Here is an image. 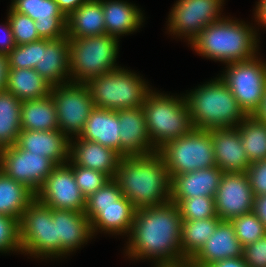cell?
Wrapping results in <instances>:
<instances>
[{"label":"cell","instance_id":"6da1fadb","mask_svg":"<svg viewBox=\"0 0 266 267\" xmlns=\"http://www.w3.org/2000/svg\"><path fill=\"white\" fill-rule=\"evenodd\" d=\"M182 218L178 206L162 205L136 209L127 244V256L153 259L155 267H187L180 248Z\"/></svg>","mask_w":266,"mask_h":267},{"label":"cell","instance_id":"7a4b0ae2","mask_svg":"<svg viewBox=\"0 0 266 267\" xmlns=\"http://www.w3.org/2000/svg\"><path fill=\"white\" fill-rule=\"evenodd\" d=\"M114 179L136 209L171 201V177L158 152L121 157Z\"/></svg>","mask_w":266,"mask_h":267},{"label":"cell","instance_id":"3957f363","mask_svg":"<svg viewBox=\"0 0 266 267\" xmlns=\"http://www.w3.org/2000/svg\"><path fill=\"white\" fill-rule=\"evenodd\" d=\"M257 35L248 24L223 17L206 26L190 44L203 57L229 64L257 55Z\"/></svg>","mask_w":266,"mask_h":267},{"label":"cell","instance_id":"277c9868","mask_svg":"<svg viewBox=\"0 0 266 267\" xmlns=\"http://www.w3.org/2000/svg\"><path fill=\"white\" fill-rule=\"evenodd\" d=\"M184 97L194 129L236 127L247 117L220 77L199 86Z\"/></svg>","mask_w":266,"mask_h":267},{"label":"cell","instance_id":"5b68a950","mask_svg":"<svg viewBox=\"0 0 266 267\" xmlns=\"http://www.w3.org/2000/svg\"><path fill=\"white\" fill-rule=\"evenodd\" d=\"M142 108L148 133L156 150L193 129L185 97L177 98L151 90Z\"/></svg>","mask_w":266,"mask_h":267},{"label":"cell","instance_id":"8992f818","mask_svg":"<svg viewBox=\"0 0 266 267\" xmlns=\"http://www.w3.org/2000/svg\"><path fill=\"white\" fill-rule=\"evenodd\" d=\"M118 39L102 34L84 38H69V72L73 83L90 79L119 68L116 66Z\"/></svg>","mask_w":266,"mask_h":267},{"label":"cell","instance_id":"52a82bcc","mask_svg":"<svg viewBox=\"0 0 266 267\" xmlns=\"http://www.w3.org/2000/svg\"><path fill=\"white\" fill-rule=\"evenodd\" d=\"M86 85L95 107L115 111L142 107L151 91L140 76L121 67L90 79Z\"/></svg>","mask_w":266,"mask_h":267},{"label":"cell","instance_id":"ba28073f","mask_svg":"<svg viewBox=\"0 0 266 267\" xmlns=\"http://www.w3.org/2000/svg\"><path fill=\"white\" fill-rule=\"evenodd\" d=\"M157 152L162 156L171 178L216 166L209 130L193 128L188 134L168 141Z\"/></svg>","mask_w":266,"mask_h":267},{"label":"cell","instance_id":"9c48e42d","mask_svg":"<svg viewBox=\"0 0 266 267\" xmlns=\"http://www.w3.org/2000/svg\"><path fill=\"white\" fill-rule=\"evenodd\" d=\"M21 252L33 257H59V239H56V223L52 208L36 197L28 204L19 220Z\"/></svg>","mask_w":266,"mask_h":267},{"label":"cell","instance_id":"30bf717a","mask_svg":"<svg viewBox=\"0 0 266 267\" xmlns=\"http://www.w3.org/2000/svg\"><path fill=\"white\" fill-rule=\"evenodd\" d=\"M50 94L56 107L59 131L68 138L72 135L79 137L95 108L86 83L70 82L53 86Z\"/></svg>","mask_w":266,"mask_h":267},{"label":"cell","instance_id":"8fae6325","mask_svg":"<svg viewBox=\"0 0 266 267\" xmlns=\"http://www.w3.org/2000/svg\"><path fill=\"white\" fill-rule=\"evenodd\" d=\"M221 79L247 116L257 109L266 85V62L254 58L227 64Z\"/></svg>","mask_w":266,"mask_h":267},{"label":"cell","instance_id":"7c38bea8","mask_svg":"<svg viewBox=\"0 0 266 267\" xmlns=\"http://www.w3.org/2000/svg\"><path fill=\"white\" fill-rule=\"evenodd\" d=\"M56 166L49 158L22 150L16 145L0 150V170L6 176L24 184L34 194Z\"/></svg>","mask_w":266,"mask_h":267},{"label":"cell","instance_id":"4fadbf2b","mask_svg":"<svg viewBox=\"0 0 266 267\" xmlns=\"http://www.w3.org/2000/svg\"><path fill=\"white\" fill-rule=\"evenodd\" d=\"M224 0H178L168 18V30L176 36L192 40L209 24L216 22L220 16Z\"/></svg>","mask_w":266,"mask_h":267},{"label":"cell","instance_id":"5bb4252c","mask_svg":"<svg viewBox=\"0 0 266 267\" xmlns=\"http://www.w3.org/2000/svg\"><path fill=\"white\" fill-rule=\"evenodd\" d=\"M35 197L52 209L84 212L86 198L76 183L73 169L66 163L57 165Z\"/></svg>","mask_w":266,"mask_h":267},{"label":"cell","instance_id":"9a60e30c","mask_svg":"<svg viewBox=\"0 0 266 267\" xmlns=\"http://www.w3.org/2000/svg\"><path fill=\"white\" fill-rule=\"evenodd\" d=\"M254 194L246 172H223L214 196L216 214L221 220L252 212Z\"/></svg>","mask_w":266,"mask_h":267},{"label":"cell","instance_id":"2e32d148","mask_svg":"<svg viewBox=\"0 0 266 267\" xmlns=\"http://www.w3.org/2000/svg\"><path fill=\"white\" fill-rule=\"evenodd\" d=\"M11 8L35 21L42 39L57 40L67 36V17L55 0H12Z\"/></svg>","mask_w":266,"mask_h":267},{"label":"cell","instance_id":"e0dca14e","mask_svg":"<svg viewBox=\"0 0 266 267\" xmlns=\"http://www.w3.org/2000/svg\"><path fill=\"white\" fill-rule=\"evenodd\" d=\"M121 157L143 156L157 152L153 147L142 107L118 110Z\"/></svg>","mask_w":266,"mask_h":267},{"label":"cell","instance_id":"ac0fdd59","mask_svg":"<svg viewBox=\"0 0 266 267\" xmlns=\"http://www.w3.org/2000/svg\"><path fill=\"white\" fill-rule=\"evenodd\" d=\"M243 256V246L236 237L234 226L228 220H221L214 234L188 261L187 267H206L217 261Z\"/></svg>","mask_w":266,"mask_h":267},{"label":"cell","instance_id":"d6986e66","mask_svg":"<svg viewBox=\"0 0 266 267\" xmlns=\"http://www.w3.org/2000/svg\"><path fill=\"white\" fill-rule=\"evenodd\" d=\"M135 211V206L123 195L115 204L86 205L84 213L91 222L93 234L99 229L118 235L130 234Z\"/></svg>","mask_w":266,"mask_h":267},{"label":"cell","instance_id":"ffe728a7","mask_svg":"<svg viewBox=\"0 0 266 267\" xmlns=\"http://www.w3.org/2000/svg\"><path fill=\"white\" fill-rule=\"evenodd\" d=\"M209 133L216 166L222 172H247L251 162L242 145L237 126L211 129Z\"/></svg>","mask_w":266,"mask_h":267},{"label":"cell","instance_id":"44dd1931","mask_svg":"<svg viewBox=\"0 0 266 267\" xmlns=\"http://www.w3.org/2000/svg\"><path fill=\"white\" fill-rule=\"evenodd\" d=\"M70 139L59 130L32 131L21 129L16 146L31 153L49 158L56 165L69 162Z\"/></svg>","mask_w":266,"mask_h":267},{"label":"cell","instance_id":"7402d4cb","mask_svg":"<svg viewBox=\"0 0 266 267\" xmlns=\"http://www.w3.org/2000/svg\"><path fill=\"white\" fill-rule=\"evenodd\" d=\"M52 219L56 223V239H59V256L80 248L94 236L91 222L84 212L52 209Z\"/></svg>","mask_w":266,"mask_h":267},{"label":"cell","instance_id":"603a6c76","mask_svg":"<svg viewBox=\"0 0 266 267\" xmlns=\"http://www.w3.org/2000/svg\"><path fill=\"white\" fill-rule=\"evenodd\" d=\"M75 138L77 142H73L72 137L70 139L69 160L75 165L102 172L110 179L114 178L121 156L97 142Z\"/></svg>","mask_w":266,"mask_h":267},{"label":"cell","instance_id":"cb8c5ba5","mask_svg":"<svg viewBox=\"0 0 266 267\" xmlns=\"http://www.w3.org/2000/svg\"><path fill=\"white\" fill-rule=\"evenodd\" d=\"M35 71L52 87L70 83L69 72V38L57 40L42 39L40 62Z\"/></svg>","mask_w":266,"mask_h":267},{"label":"cell","instance_id":"d4e9b609","mask_svg":"<svg viewBox=\"0 0 266 267\" xmlns=\"http://www.w3.org/2000/svg\"><path fill=\"white\" fill-rule=\"evenodd\" d=\"M222 176L223 172L217 166L174 175L171 178V199L214 197Z\"/></svg>","mask_w":266,"mask_h":267},{"label":"cell","instance_id":"484cf974","mask_svg":"<svg viewBox=\"0 0 266 267\" xmlns=\"http://www.w3.org/2000/svg\"><path fill=\"white\" fill-rule=\"evenodd\" d=\"M120 132L118 111L95 107L79 138L97 142L121 156Z\"/></svg>","mask_w":266,"mask_h":267},{"label":"cell","instance_id":"4316f807","mask_svg":"<svg viewBox=\"0 0 266 267\" xmlns=\"http://www.w3.org/2000/svg\"><path fill=\"white\" fill-rule=\"evenodd\" d=\"M106 34L119 39L140 28L143 14L135 5L127 1L102 0Z\"/></svg>","mask_w":266,"mask_h":267},{"label":"cell","instance_id":"83f0119b","mask_svg":"<svg viewBox=\"0 0 266 267\" xmlns=\"http://www.w3.org/2000/svg\"><path fill=\"white\" fill-rule=\"evenodd\" d=\"M106 34L102 0H89L67 17L68 38Z\"/></svg>","mask_w":266,"mask_h":267},{"label":"cell","instance_id":"f1b7e54d","mask_svg":"<svg viewBox=\"0 0 266 267\" xmlns=\"http://www.w3.org/2000/svg\"><path fill=\"white\" fill-rule=\"evenodd\" d=\"M21 129L32 131L59 130L53 97L24 100L21 104Z\"/></svg>","mask_w":266,"mask_h":267},{"label":"cell","instance_id":"f546056e","mask_svg":"<svg viewBox=\"0 0 266 267\" xmlns=\"http://www.w3.org/2000/svg\"><path fill=\"white\" fill-rule=\"evenodd\" d=\"M51 87L35 69H9L6 90L20 101L46 97L50 94Z\"/></svg>","mask_w":266,"mask_h":267},{"label":"cell","instance_id":"4dcf8cb0","mask_svg":"<svg viewBox=\"0 0 266 267\" xmlns=\"http://www.w3.org/2000/svg\"><path fill=\"white\" fill-rule=\"evenodd\" d=\"M35 198V194L24 184L6 176L0 170V215L13 217L18 221Z\"/></svg>","mask_w":266,"mask_h":267},{"label":"cell","instance_id":"1f68e13d","mask_svg":"<svg viewBox=\"0 0 266 267\" xmlns=\"http://www.w3.org/2000/svg\"><path fill=\"white\" fill-rule=\"evenodd\" d=\"M21 104L7 90L0 92V150L16 144L21 131Z\"/></svg>","mask_w":266,"mask_h":267},{"label":"cell","instance_id":"d6a6232c","mask_svg":"<svg viewBox=\"0 0 266 267\" xmlns=\"http://www.w3.org/2000/svg\"><path fill=\"white\" fill-rule=\"evenodd\" d=\"M220 221L219 217L182 221L180 248L188 261L214 234Z\"/></svg>","mask_w":266,"mask_h":267},{"label":"cell","instance_id":"836d02e7","mask_svg":"<svg viewBox=\"0 0 266 267\" xmlns=\"http://www.w3.org/2000/svg\"><path fill=\"white\" fill-rule=\"evenodd\" d=\"M237 128L249 161L266 159V125L247 116Z\"/></svg>","mask_w":266,"mask_h":267},{"label":"cell","instance_id":"e575fe53","mask_svg":"<svg viewBox=\"0 0 266 267\" xmlns=\"http://www.w3.org/2000/svg\"><path fill=\"white\" fill-rule=\"evenodd\" d=\"M180 211L182 220H199L218 217L214 197L193 196L185 199H171Z\"/></svg>","mask_w":266,"mask_h":267},{"label":"cell","instance_id":"d590c367","mask_svg":"<svg viewBox=\"0 0 266 267\" xmlns=\"http://www.w3.org/2000/svg\"><path fill=\"white\" fill-rule=\"evenodd\" d=\"M230 222L234 226L236 237L243 247L254 243L266 234L263 223L253 211L232 218Z\"/></svg>","mask_w":266,"mask_h":267},{"label":"cell","instance_id":"8d00e7d4","mask_svg":"<svg viewBox=\"0 0 266 267\" xmlns=\"http://www.w3.org/2000/svg\"><path fill=\"white\" fill-rule=\"evenodd\" d=\"M42 39L22 45H16L8 54L9 69H34L40 62Z\"/></svg>","mask_w":266,"mask_h":267},{"label":"cell","instance_id":"74e56055","mask_svg":"<svg viewBox=\"0 0 266 267\" xmlns=\"http://www.w3.org/2000/svg\"><path fill=\"white\" fill-rule=\"evenodd\" d=\"M8 19L16 45H22L42 39L35 28V21L26 14L16 12L10 7Z\"/></svg>","mask_w":266,"mask_h":267},{"label":"cell","instance_id":"f35d334b","mask_svg":"<svg viewBox=\"0 0 266 267\" xmlns=\"http://www.w3.org/2000/svg\"><path fill=\"white\" fill-rule=\"evenodd\" d=\"M67 164L73 169V174L81 193L85 198L103 187L110 178L99 171L75 165L71 160Z\"/></svg>","mask_w":266,"mask_h":267},{"label":"cell","instance_id":"ab89813d","mask_svg":"<svg viewBox=\"0 0 266 267\" xmlns=\"http://www.w3.org/2000/svg\"><path fill=\"white\" fill-rule=\"evenodd\" d=\"M21 251L19 221L13 217L0 215V252Z\"/></svg>","mask_w":266,"mask_h":267},{"label":"cell","instance_id":"60d3db41","mask_svg":"<svg viewBox=\"0 0 266 267\" xmlns=\"http://www.w3.org/2000/svg\"><path fill=\"white\" fill-rule=\"evenodd\" d=\"M122 196L119 184L112 178L103 187L86 198V205L115 204V201L119 200Z\"/></svg>","mask_w":266,"mask_h":267},{"label":"cell","instance_id":"b9f144b4","mask_svg":"<svg viewBox=\"0 0 266 267\" xmlns=\"http://www.w3.org/2000/svg\"><path fill=\"white\" fill-rule=\"evenodd\" d=\"M243 257L249 267H266V234L243 247Z\"/></svg>","mask_w":266,"mask_h":267},{"label":"cell","instance_id":"7bdbcfd3","mask_svg":"<svg viewBox=\"0 0 266 267\" xmlns=\"http://www.w3.org/2000/svg\"><path fill=\"white\" fill-rule=\"evenodd\" d=\"M246 173L254 196L266 194V159L252 162Z\"/></svg>","mask_w":266,"mask_h":267},{"label":"cell","instance_id":"ee69618b","mask_svg":"<svg viewBox=\"0 0 266 267\" xmlns=\"http://www.w3.org/2000/svg\"><path fill=\"white\" fill-rule=\"evenodd\" d=\"M5 37L4 39H0V53L8 55L13 48L16 46L14 42V37L12 33V28L9 22V19L7 18L6 25L3 27Z\"/></svg>","mask_w":266,"mask_h":267},{"label":"cell","instance_id":"f6af8a7d","mask_svg":"<svg viewBox=\"0 0 266 267\" xmlns=\"http://www.w3.org/2000/svg\"><path fill=\"white\" fill-rule=\"evenodd\" d=\"M9 75V58L8 55L0 53V92L7 89Z\"/></svg>","mask_w":266,"mask_h":267},{"label":"cell","instance_id":"bcb514c9","mask_svg":"<svg viewBox=\"0 0 266 267\" xmlns=\"http://www.w3.org/2000/svg\"><path fill=\"white\" fill-rule=\"evenodd\" d=\"M253 212L263 223L266 229V194L254 197V209Z\"/></svg>","mask_w":266,"mask_h":267},{"label":"cell","instance_id":"7dc6e473","mask_svg":"<svg viewBox=\"0 0 266 267\" xmlns=\"http://www.w3.org/2000/svg\"><path fill=\"white\" fill-rule=\"evenodd\" d=\"M88 1L89 0H55L59 6V9L66 17L79 8L83 3Z\"/></svg>","mask_w":266,"mask_h":267},{"label":"cell","instance_id":"c3c4849f","mask_svg":"<svg viewBox=\"0 0 266 267\" xmlns=\"http://www.w3.org/2000/svg\"><path fill=\"white\" fill-rule=\"evenodd\" d=\"M206 267H249L244 260V257L228 258L209 264Z\"/></svg>","mask_w":266,"mask_h":267},{"label":"cell","instance_id":"681fc988","mask_svg":"<svg viewBox=\"0 0 266 267\" xmlns=\"http://www.w3.org/2000/svg\"><path fill=\"white\" fill-rule=\"evenodd\" d=\"M251 116L266 125V85L260 103Z\"/></svg>","mask_w":266,"mask_h":267},{"label":"cell","instance_id":"f907efd6","mask_svg":"<svg viewBox=\"0 0 266 267\" xmlns=\"http://www.w3.org/2000/svg\"><path fill=\"white\" fill-rule=\"evenodd\" d=\"M256 21L266 28V0H260L255 10Z\"/></svg>","mask_w":266,"mask_h":267}]
</instances>
